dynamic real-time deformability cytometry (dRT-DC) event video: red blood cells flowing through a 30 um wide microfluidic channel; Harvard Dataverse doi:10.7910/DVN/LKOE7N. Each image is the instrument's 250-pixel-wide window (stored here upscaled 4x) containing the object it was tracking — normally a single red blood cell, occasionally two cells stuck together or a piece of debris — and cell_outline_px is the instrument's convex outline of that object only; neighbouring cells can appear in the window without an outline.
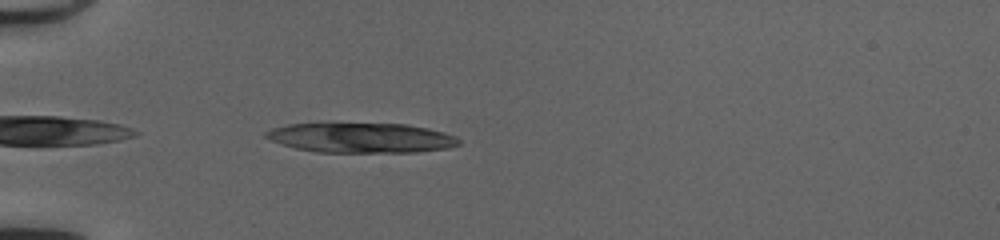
{"species": "common noctule bat (a hibernating species)", "species_latin": "Nyctalus noctula", "temperature_condition": "cold", "stored_images_in_passage": 31, "camera_frame_rate_fps": 3000, "um_per_image_px": 0.085, "animal": {"sex": "female", "body_mass_g": 20.0, "forearm_length_mm": 54.0}, "frame": {"image": 1, "passage_image": 2, "time_ms": 0.333, "image_size_px": [1000, 240], "cell_outline_px": [[460, 144], [448, 148], [416, 152], [316, 152], [296, 148], [272, 140], [264, 136], [264, 132], [272, 128], [288, 124], [336, 120], [408, 124], [428, 128], [444, 132], [456, 136], [460, 140]], "centroid_in_image_um": [30.67, 11.65], "position_along_channel_um": 54.3, "area_um2": 35.08}}